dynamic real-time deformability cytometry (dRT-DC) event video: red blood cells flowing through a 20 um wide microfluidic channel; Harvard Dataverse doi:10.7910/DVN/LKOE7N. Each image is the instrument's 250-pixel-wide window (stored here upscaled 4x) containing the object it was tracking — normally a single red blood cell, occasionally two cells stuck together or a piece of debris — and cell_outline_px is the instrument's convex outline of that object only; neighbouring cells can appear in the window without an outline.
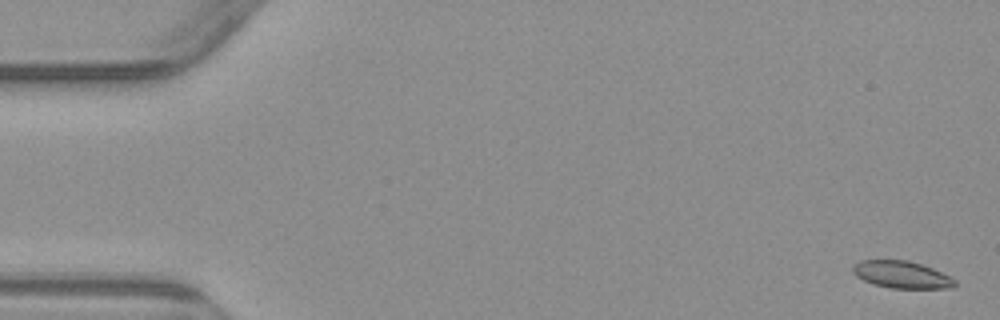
{"species": "common noctule bat (a hibernating species)", "species_latin": "Nyctalus noctula", "temperature_condition": "warm", "stored_images_in_passage": 4, "camera_frame_rate_fps": 3000, "um_per_image_px": 0.085, "animal": {"sex": "male", "body_mass_g": 23.1, "forearm_length_mm": 52.7}, "frame": {"image": 1, "passage_image": 1, "time_ms": 0.0, "image_size_px": [1000, 320], "cell_outline_px": [[956, 284], [952, 288], [892, 288], [872, 284], [856, 276], [852, 272], [852, 268], [860, 260], [908, 260], [932, 268], [956, 280]], "centroid_in_image_um": [76.62, 23.34], "position_along_channel_um": 8.4, "area_um2": 16.01}}
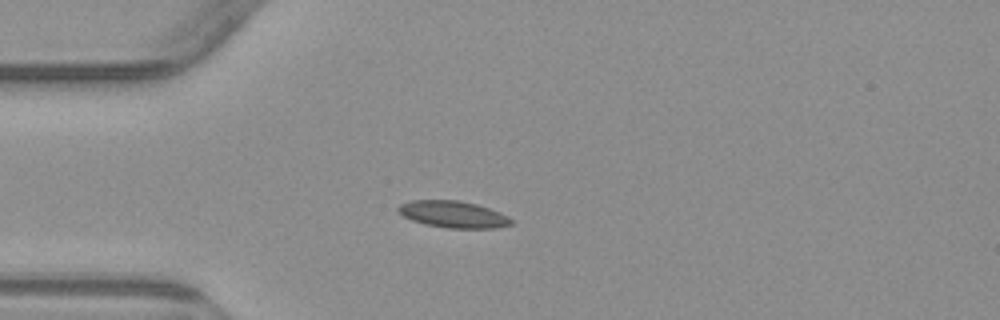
{"frame": {"image": 2, "passage_image": 4, "time_ms": 4.333, "image_size_px": [1000, 320], "cell_outline_px": [[516, 224], [496, 228], [448, 228], [424, 224], [412, 220], [396, 212], [396, 208], [400, 204], [412, 200], [460, 200], [476, 204], [500, 212], [508, 216]], "centroid_in_image_um": [38.53, 18.22], "position_along_channel_um": 46.5, "area_um2": 17.8}}